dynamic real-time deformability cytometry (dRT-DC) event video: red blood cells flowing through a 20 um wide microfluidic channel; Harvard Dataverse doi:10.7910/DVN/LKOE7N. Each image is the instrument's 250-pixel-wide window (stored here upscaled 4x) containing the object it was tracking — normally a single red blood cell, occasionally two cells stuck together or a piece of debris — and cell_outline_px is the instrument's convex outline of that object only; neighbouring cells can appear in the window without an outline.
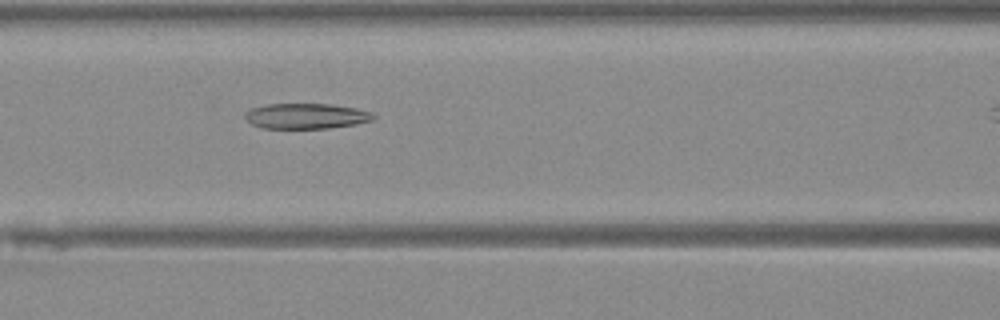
{"species": "Egyptian fruit bat (a non-hibernating species)", "species_latin": "Rousettus aegyptiacus", "temperature_condition": "warm", "stored_images_in_passage": 27, "camera_frame_rate_fps": 3000, "um_per_image_px": 0.085, "animal": {"sex": "female"}, "frame": {"image": 1, "passage_image": 8, "time_ms": 2.333, "image_size_px": [1000, 320], "cell_outline_px": [[376, 116], [372, 120], [356, 124], [328, 128], [264, 128], [252, 124], [244, 116], [244, 112], [252, 108], [268, 104], [332, 104], [360, 108], [372, 112]], "centroid_in_image_um": [26.07, 9.85], "position_along_channel_um": 140.5, "area_um2": 19.07}}
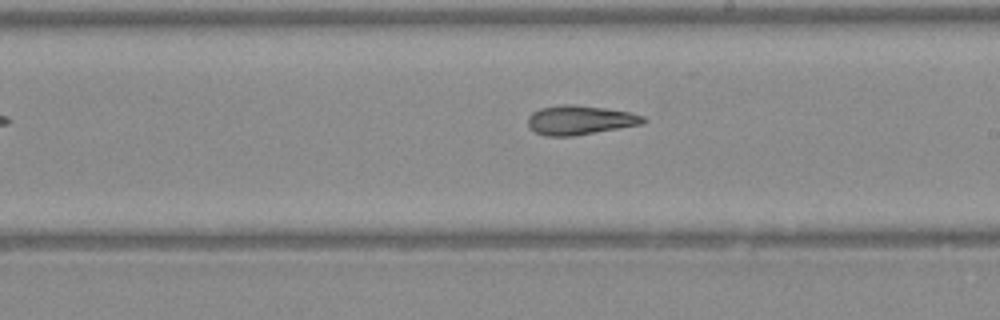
{"frame": {"image": 2, "passage_image": 15, "time_ms": 4.667, "image_size_px": [1000, 320], "cell_outline_px": [[648, 120], [644, 124], [572, 136], [544, 136], [528, 128], [528, 116], [532, 112], [540, 108], [560, 104], [572, 104], [604, 108], [628, 112], [644, 116]], "centroid_in_image_um": [49.28, 10.2], "position_along_channel_um": 239.7, "area_um2": 19.77}}
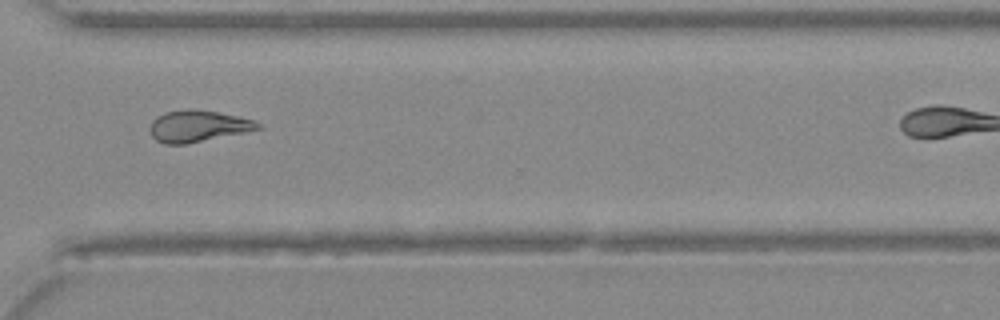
{"frame": {"image": 3, "passage_image": 23, "time_ms": 7.333, "image_size_px": [1000, 320], "cell_outline_px": [[260, 128], [244, 132], [188, 144], [164, 144], [156, 140], [152, 136], [152, 120], [156, 116], [164, 112], [188, 108], [192, 108], [216, 112], [236, 116], [252, 120], [260, 124]], "centroid_in_image_um": [16.78, 10.71], "position_along_channel_um": 353.8, "area_um2": 19.59}}